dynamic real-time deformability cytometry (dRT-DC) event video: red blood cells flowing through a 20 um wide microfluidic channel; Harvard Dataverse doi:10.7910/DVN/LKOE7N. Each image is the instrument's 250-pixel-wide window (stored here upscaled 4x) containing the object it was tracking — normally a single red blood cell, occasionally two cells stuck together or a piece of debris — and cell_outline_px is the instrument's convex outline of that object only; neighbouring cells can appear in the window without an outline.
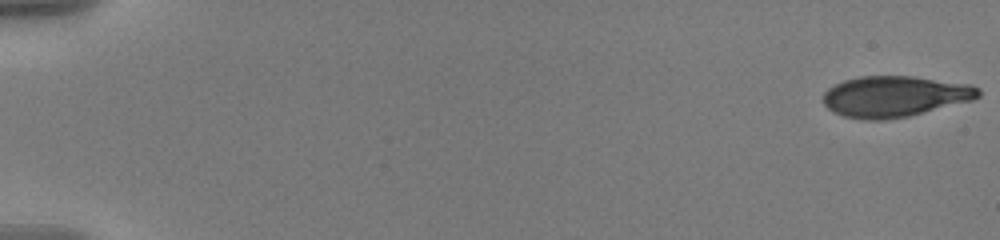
{"species": "human", "species_latin": "Homo sapiens", "temperature_condition": "warm", "stored_images_in_passage": 18, "camera_frame_rate_fps": 3000, "um_per_image_px": 0.085, "donor": {"sex": "male"}, "frame": {"image": 1, "passage_image": 1, "time_ms": 0.0, "image_size_px": [1000, 240], "cell_outline_px": [[980, 96], [972, 100], [908, 116], [884, 120], [868, 120], [844, 116], [832, 112], [824, 104], [824, 92], [828, 88], [844, 80], [860, 76], [912, 76], [972, 84], [980, 88]], "centroid_in_image_um": [76.06, 8.19], "position_along_channel_um": 8.9, "area_um2": 36.99}}
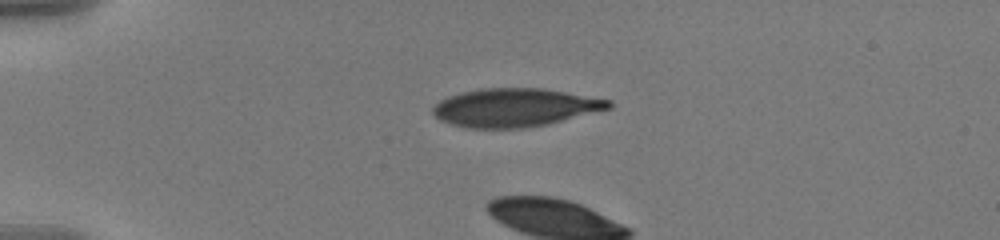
{"frame": {"image": 2, "passage_image": 15, "time_ms": 4.667, "image_size_px": [1000, 240], "cell_outline_px": [[612, 108], [548, 124], [524, 128], [464, 128], [440, 120], [432, 112], [432, 108], [440, 100], [448, 96], [460, 92], [480, 88], [544, 88], [612, 100]], "centroid_in_image_um": [43.77, 9.14], "position_along_channel_um": 41.2, "area_um2": 39.48}}